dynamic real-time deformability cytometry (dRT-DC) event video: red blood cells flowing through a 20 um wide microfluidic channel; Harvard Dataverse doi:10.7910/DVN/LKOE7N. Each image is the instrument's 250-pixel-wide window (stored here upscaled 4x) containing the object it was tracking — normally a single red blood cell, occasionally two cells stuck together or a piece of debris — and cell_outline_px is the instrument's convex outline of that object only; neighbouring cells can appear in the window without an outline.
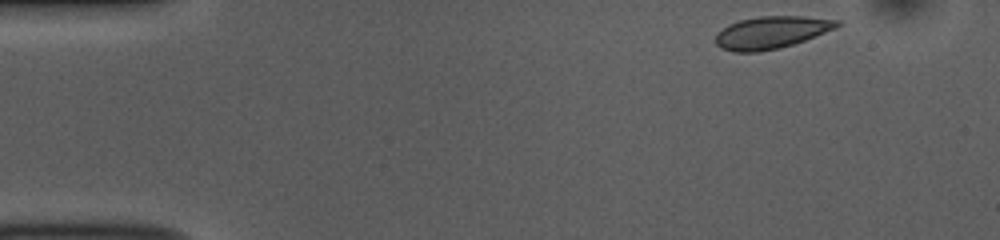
{"species": "common noctule bat (a hibernating species)", "species_latin": "Nyctalus noctula", "temperature_condition": "room temperature", "stored_images_in_passage": 48, "camera_frame_rate_fps": 3000, "um_per_image_px": 0.085, "animal": {"sex": "female", "body_mass_g": 10.0, "forearm_length_mm": 53.1}, "frame": {"image": 1, "passage_image": 1, "time_ms": 0.0, "image_size_px": [1000, 240], "cell_outline_px": [[840, 24], [836, 28], [804, 40], [780, 48], [756, 52], [732, 52], [720, 48], [716, 44], [716, 32], [728, 24], [740, 20], [760, 16], [804, 16], [840, 20]], "centroid_in_image_um": [65.53, 2.75], "position_along_channel_um": 19.5, "area_um2": 22.89}}
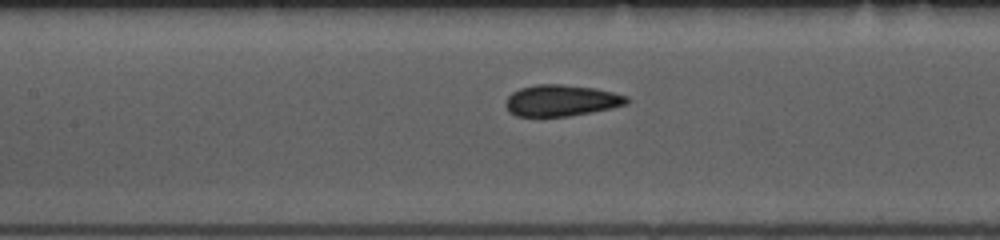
{"frame": {"image": 2, "passage_image": 19, "time_ms": 6.0, "image_size_px": [1000, 240], "cell_outline_px": [[628, 104], [568, 116], [540, 120], [516, 116], [508, 112], [504, 104], [508, 96], [512, 92], [520, 88], [536, 84], [560, 84], [596, 88], [628, 96]], "centroid_in_image_um": [47.6, 8.58], "position_along_channel_um": 159.8, "area_um2": 22.77}}
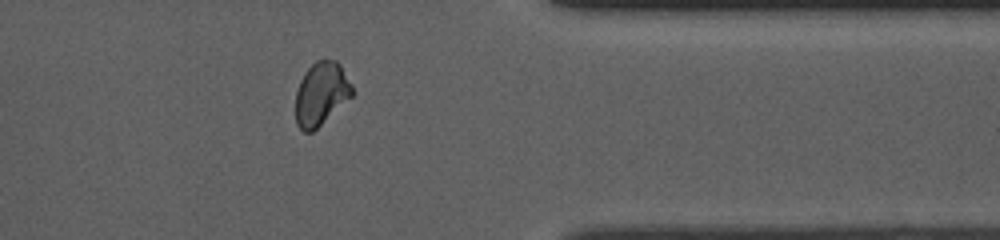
{"frame": {"image": 3, "passage_image": 38, "time_ms": 12.333, "image_size_px": [1000, 240], "cell_outline_px": [[352, 96], [312, 132], [304, 132], [296, 124], [296, 92], [300, 80], [304, 72], [316, 60], [336, 60], [340, 64], [352, 84]], "centroid_in_image_um": [27.29, 7.95], "position_along_channel_um": 384.1, "area_um2": 20.69}, "authors_computed_cell_mechanics": {"area_um2": 22.1952, "velocity_mm_per_s": 3.7491, "shape_relaxation_time_tau1_ms": 4.0532, "shape_relaxation_time_tau2_ms": 0.4929, "deformation_change_tau1": 0.1099, "deformation_change_tau2": 0.0431}}